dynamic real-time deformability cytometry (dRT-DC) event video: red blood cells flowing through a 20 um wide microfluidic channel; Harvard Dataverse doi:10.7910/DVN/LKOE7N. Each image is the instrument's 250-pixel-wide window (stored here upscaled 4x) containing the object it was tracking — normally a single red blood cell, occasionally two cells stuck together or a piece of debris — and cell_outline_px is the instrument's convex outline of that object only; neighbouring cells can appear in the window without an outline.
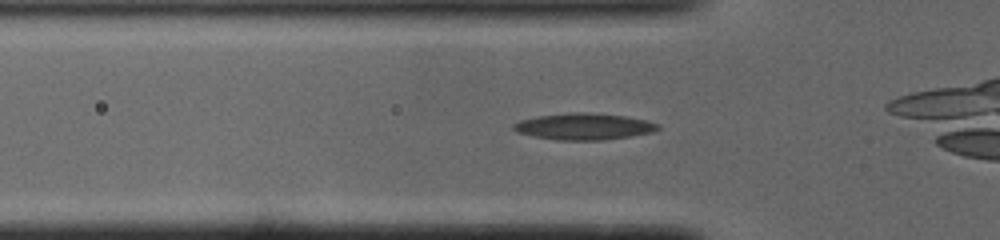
{"species": "common noctule bat (a hibernating species)", "species_latin": "Nyctalus noctula", "temperature_condition": "cold", "stored_images_in_passage": 32, "camera_frame_rate_fps": 3000, "um_per_image_px": 0.085, "animal": {"sex": "male", "body_mass_g": 19.0, "forearm_length_mm": 50.8}, "frame": {"image": 1, "passage_image": 7, "time_ms": 2.0, "image_size_px": [1000, 240], "cell_outline_px": [[660, 128], [652, 132], [628, 136], [600, 140], [556, 140], [516, 132], [512, 128], [512, 124], [520, 120], [540, 116], [576, 112], [588, 112], [624, 116], [644, 120], [660, 124]], "centroid_in_image_um": [49.62, 10.75], "position_along_channel_um": 76.2, "area_um2": 21.96}}
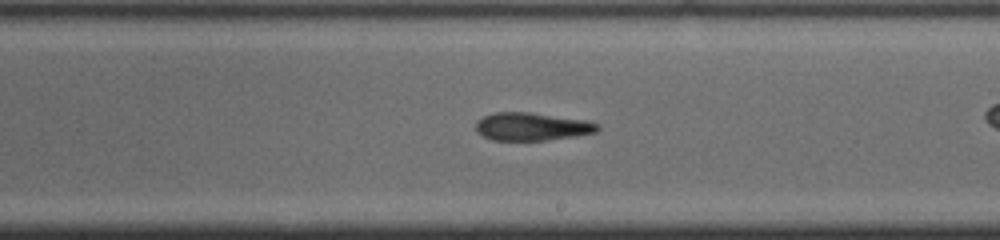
{"frame": {"image": 2, "passage_image": 20, "time_ms": 6.333, "image_size_px": [1000, 240], "cell_outline_px": [[600, 128], [596, 132], [576, 136], [544, 140], [492, 140], [476, 132], [476, 120], [484, 116], [496, 112], [528, 112], [584, 120], [600, 124]], "centroid_in_image_um": [45.19, 10.76], "position_along_channel_um": 243.8, "area_um2": 19.71}}
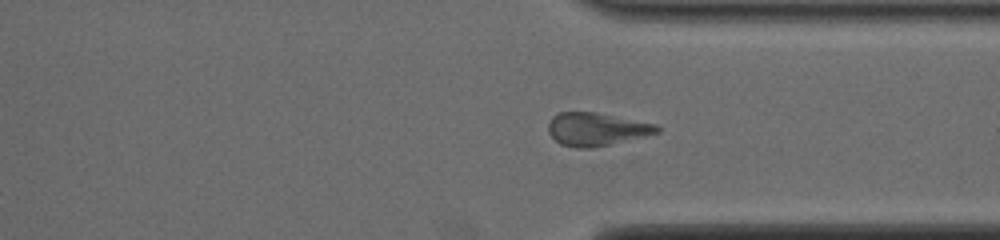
{"frame": {"image": 3, "passage_image": 29, "time_ms": 9.333, "image_size_px": [1000, 240], "cell_outline_px": [[660, 132], [592, 148], [576, 148], [560, 144], [548, 132], [548, 124], [552, 116], [560, 112], [596, 112], [656, 124], [660, 128]], "centroid_in_image_um": [50.67, 10.97], "position_along_channel_um": 360.7, "area_um2": 20.75}}